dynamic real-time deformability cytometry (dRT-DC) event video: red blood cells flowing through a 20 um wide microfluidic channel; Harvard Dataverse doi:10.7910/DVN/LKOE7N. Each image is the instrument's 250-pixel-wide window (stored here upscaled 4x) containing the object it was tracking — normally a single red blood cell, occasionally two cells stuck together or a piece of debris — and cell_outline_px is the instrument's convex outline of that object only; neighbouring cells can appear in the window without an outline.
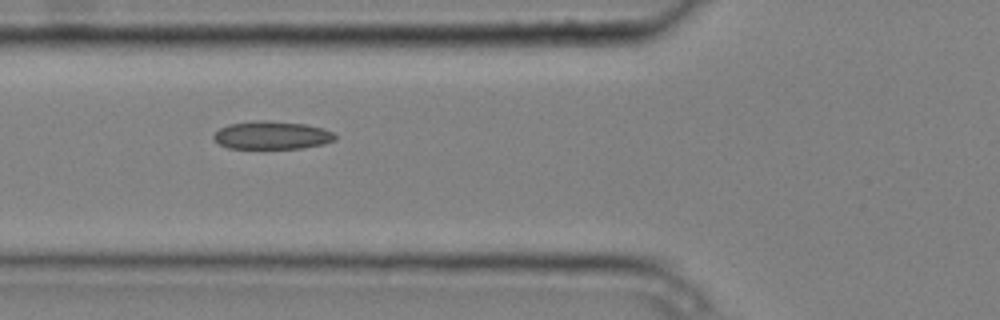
{"species": "common noctule bat (a hibernating species)", "species_latin": "Nyctalus noctula", "temperature_condition": "cold", "stored_images_in_passage": 10, "camera_frame_rate_fps": 3000, "um_per_image_px": 0.085, "animal": {"sex": "male", "body_mass_g": 20.4}, "frame": {"image": 1, "passage_image": 6, "time_ms": 1.667, "image_size_px": [1000, 320], "cell_outline_px": [[336, 140], [324, 144], [304, 148], [228, 148], [220, 144], [212, 136], [220, 128], [228, 124], [256, 120], [264, 120], [304, 124], [324, 128], [332, 132], [336, 136]], "centroid_in_image_um": [23.13, 11.49], "position_along_channel_um": 102.7, "area_um2": 19.83}}
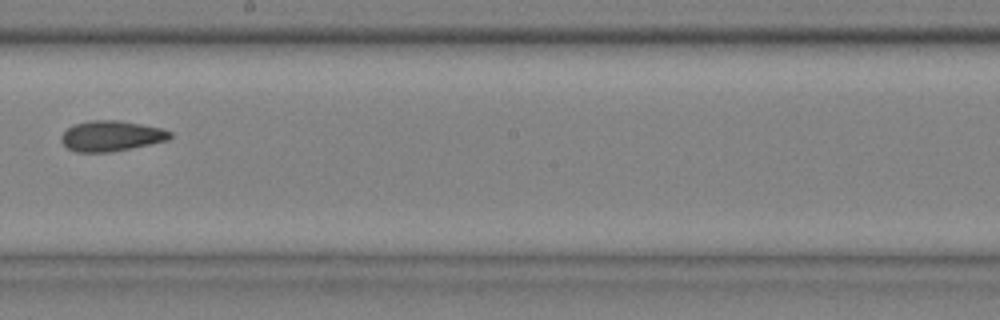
{"frame": {"image": 2, "passage_image": 9, "time_ms": 2.667, "image_size_px": [1000, 320], "cell_outline_px": [[172, 136], [168, 140], [112, 152], [76, 152], [68, 148], [60, 140], [60, 136], [72, 124], [92, 120], [120, 120], [160, 128], [172, 132]], "centroid_in_image_um": [9.43, 11.55], "position_along_channel_um": 238.8, "area_um2": 19.31}}
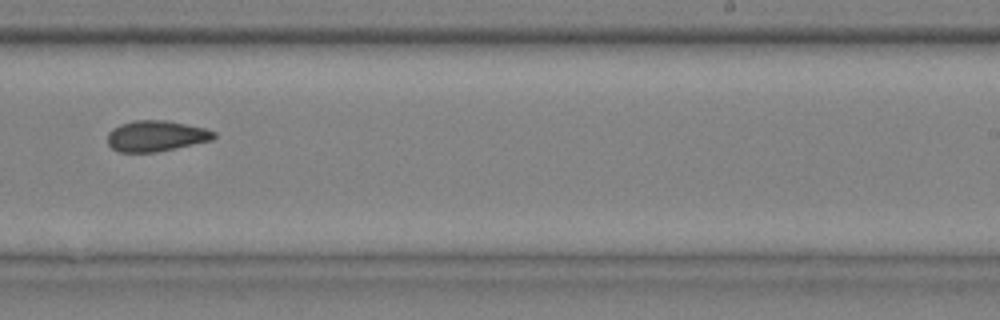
{"frame": {"image": 3, "passage_image": 10, "time_ms": 3.0, "image_size_px": [1000, 320], "cell_outline_px": [[216, 136], [212, 140], [156, 152], [116, 152], [108, 144], [108, 132], [112, 128], [120, 124], [132, 120], [168, 120], [204, 128], [216, 132]], "centroid_in_image_um": [13.24, 11.55], "position_along_channel_um": 275.8, "area_um2": 19.19}}